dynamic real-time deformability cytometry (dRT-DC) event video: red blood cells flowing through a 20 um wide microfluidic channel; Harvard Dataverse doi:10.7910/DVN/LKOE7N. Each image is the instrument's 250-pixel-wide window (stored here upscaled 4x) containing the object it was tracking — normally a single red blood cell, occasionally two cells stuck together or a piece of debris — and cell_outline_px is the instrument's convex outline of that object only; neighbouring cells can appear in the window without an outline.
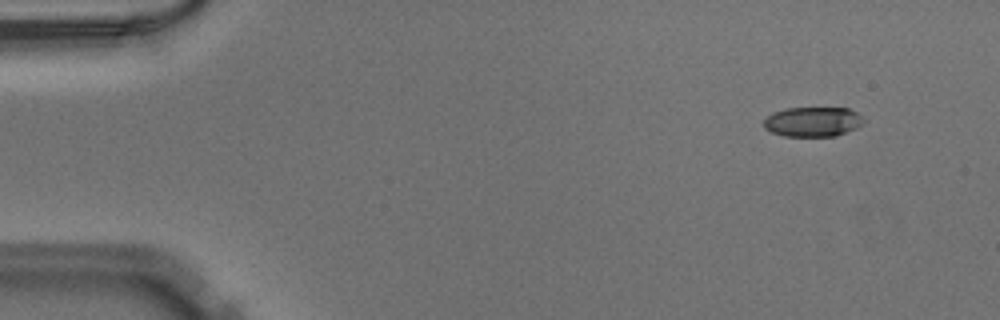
{"species": "Egyptian fruit bat (a non-hibernating species)", "species_latin": "Rousettus aegyptiacus", "temperature_condition": "warm", "stored_images_in_passage": 47, "camera_frame_rate_fps": 3000, "um_per_image_px": 0.085, "animal": {"sex": "male"}, "frame": {"image": 1, "passage_image": 1, "time_ms": 0.0, "image_size_px": [1000, 320], "cell_outline_px": [[864, 124], [856, 128], [836, 136], [784, 136], [772, 132], [764, 128], [764, 120], [772, 112], [784, 108], [848, 108], [856, 112], [864, 120]], "centroid_in_image_um": [69.08, 10.35], "position_along_channel_um": 15.9, "area_um2": 17.34}}
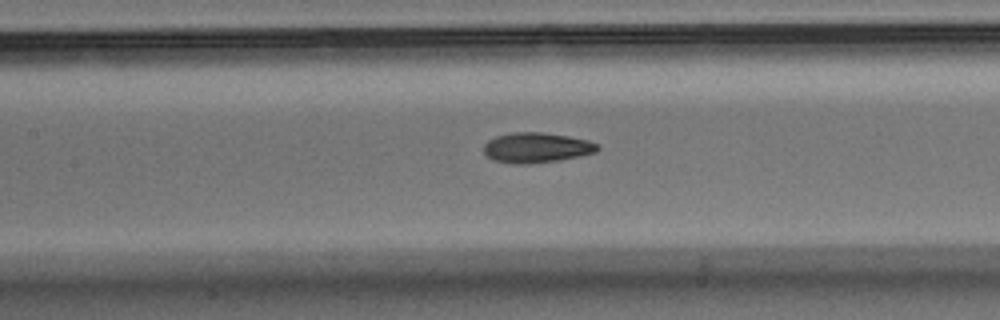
{"frame": {"image": 2, "passage_image": 20, "time_ms": 6.333, "image_size_px": [1000, 320], "cell_outline_px": [[600, 148], [596, 152], [580, 156], [560, 160], [528, 164], [512, 164], [492, 160], [484, 152], [484, 144], [488, 140], [496, 136], [512, 132], [544, 132], [568, 136], [588, 140], [596, 144]], "centroid_in_image_um": [45.59, 12.55], "position_along_channel_um": 161.8, "area_um2": 20.11}}
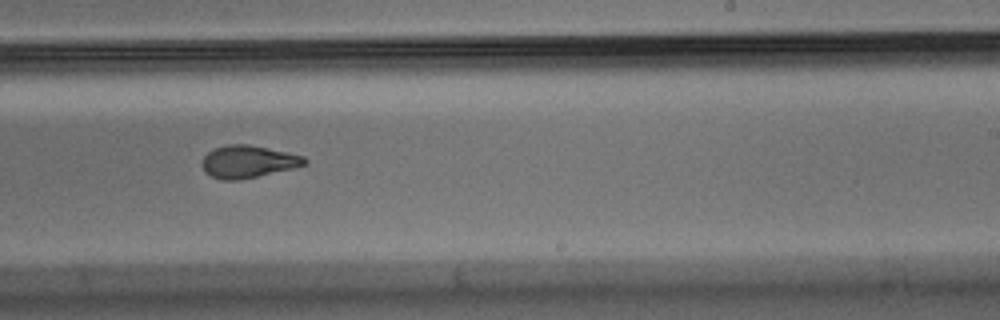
{"frame": {"image": 3, "passage_image": 28, "time_ms": 9.0, "image_size_px": [1000, 320], "cell_outline_px": [[308, 164], [296, 168], [236, 180], [220, 180], [204, 172], [200, 164], [204, 156], [208, 152], [216, 148], [228, 144], [248, 144], [304, 156], [308, 160]], "centroid_in_image_um": [21.08, 13.74], "position_along_channel_um": 267.9, "area_um2": 19.36}}